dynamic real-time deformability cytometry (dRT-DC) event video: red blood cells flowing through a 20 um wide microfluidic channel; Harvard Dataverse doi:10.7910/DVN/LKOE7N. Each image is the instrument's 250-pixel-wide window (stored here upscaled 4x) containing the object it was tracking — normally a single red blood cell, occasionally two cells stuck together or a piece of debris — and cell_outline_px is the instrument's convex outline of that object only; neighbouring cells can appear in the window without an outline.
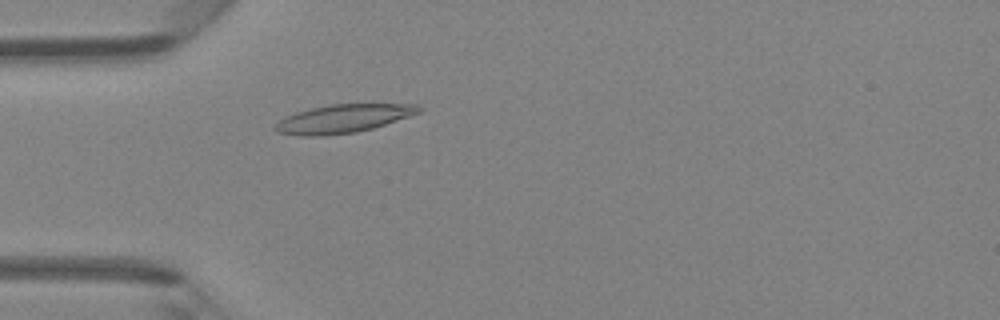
{"species": "Egyptian fruit bat (a non-hibernating species)", "species_latin": "Rousettus aegyptiacus", "temperature_condition": "room temperature", "stored_images_in_passage": 45, "camera_frame_rate_fps": 3000, "um_per_image_px": 0.085, "animal": {"sex": "female"}, "frame": {"image": 1, "passage_image": 12, "time_ms": 3.667, "image_size_px": [1000, 320], "cell_outline_px": [[424, 108], [420, 112], [372, 128], [356, 132], [320, 136], [300, 136], [276, 132], [272, 128], [284, 116], [296, 112], [312, 108], [332, 104], [416, 104]], "centroid_in_image_um": [29.12, 10.08], "position_along_channel_um": 55.9, "area_um2": 23.58}}
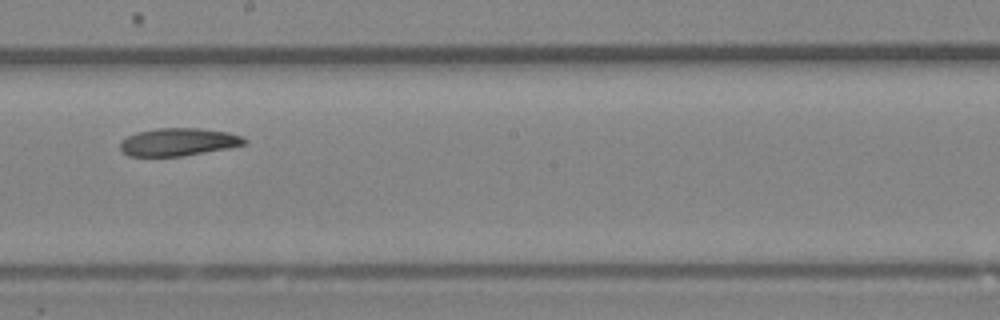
{"frame": {"image": 2, "passage_image": 25, "time_ms": 8.0, "image_size_px": [1000, 320], "cell_outline_px": [[248, 140], [244, 144], [228, 148], [180, 156], [128, 156], [120, 148], [120, 140], [136, 132], [156, 128], [200, 128], [228, 132], [244, 136]], "centroid_in_image_um": [15.16, 12.05], "position_along_channel_um": 233.0, "area_um2": 20.11}}
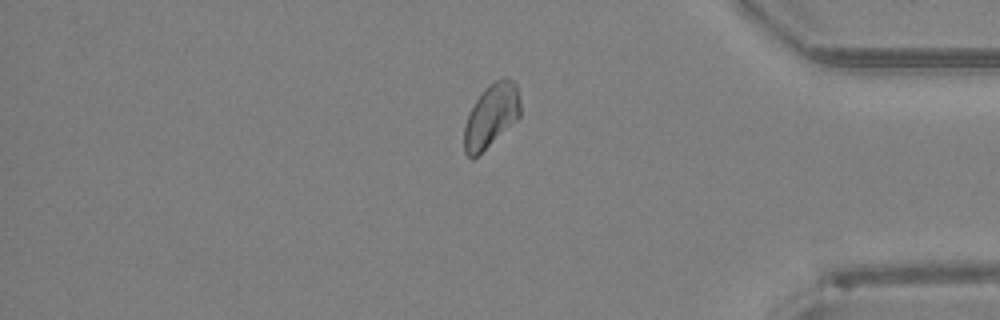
{"frame": {"image": 3, "passage_image": 38, "time_ms": 12.333, "image_size_px": [1000, 320], "cell_outline_px": [[520, 116], [516, 120], [472, 160], [464, 152], [464, 128], [468, 116], [476, 100], [496, 80], [504, 76], [512, 80], [516, 84], [520, 100]], "centroid_in_image_um": [41.76, 9.84], "position_along_channel_um": 393.4, "area_um2": 20.11}, "authors_computed_cell_mechanics": {"area_um2": 20.9814, "velocity_mm_per_s": 4.2468, "shape_relaxation_time_tau1_ms": null, "shape_relaxation_time_tau2_ms": 7.4318, "deformation_change_tau1": null, "deformation_change_tau2": 0.1352}}